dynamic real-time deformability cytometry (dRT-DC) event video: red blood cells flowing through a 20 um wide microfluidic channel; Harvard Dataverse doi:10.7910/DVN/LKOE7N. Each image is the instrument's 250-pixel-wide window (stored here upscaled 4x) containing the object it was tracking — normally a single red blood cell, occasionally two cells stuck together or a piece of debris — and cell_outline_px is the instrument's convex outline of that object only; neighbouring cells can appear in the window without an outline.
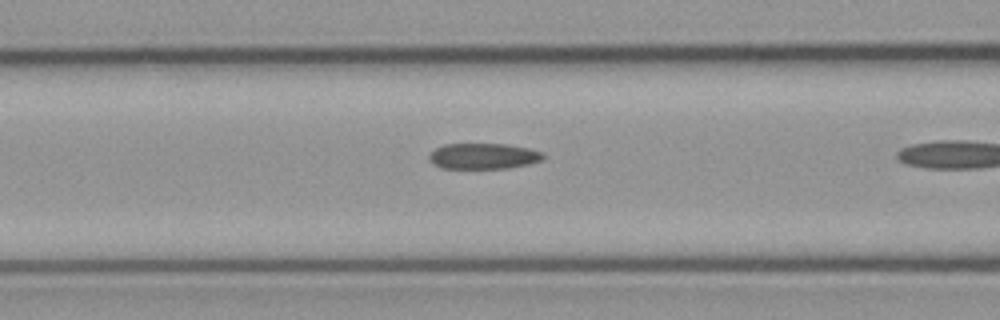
{"species": "common noctule bat (a hibernating species)", "species_latin": "Nyctalus noctula", "temperature_condition": "cold", "stored_images_in_passage": 16, "camera_frame_rate_fps": 3000, "um_per_image_px": 0.085, "animal": {"sex": "male", "body_mass_g": 23.1, "forearm_length_mm": 52.7}, "frame": {"image": 1, "passage_image": 14, "time_ms": 4.333, "image_size_px": [1000, 320], "cell_outline_px": [[544, 156], [540, 160], [528, 164], [508, 168], [440, 168], [432, 164], [428, 160], [428, 156], [436, 148], [444, 144], [508, 144], [528, 148], [544, 152]], "centroid_in_image_um": [41.06, 13.27], "position_along_channel_um": 125.5, "area_um2": 17.17}}